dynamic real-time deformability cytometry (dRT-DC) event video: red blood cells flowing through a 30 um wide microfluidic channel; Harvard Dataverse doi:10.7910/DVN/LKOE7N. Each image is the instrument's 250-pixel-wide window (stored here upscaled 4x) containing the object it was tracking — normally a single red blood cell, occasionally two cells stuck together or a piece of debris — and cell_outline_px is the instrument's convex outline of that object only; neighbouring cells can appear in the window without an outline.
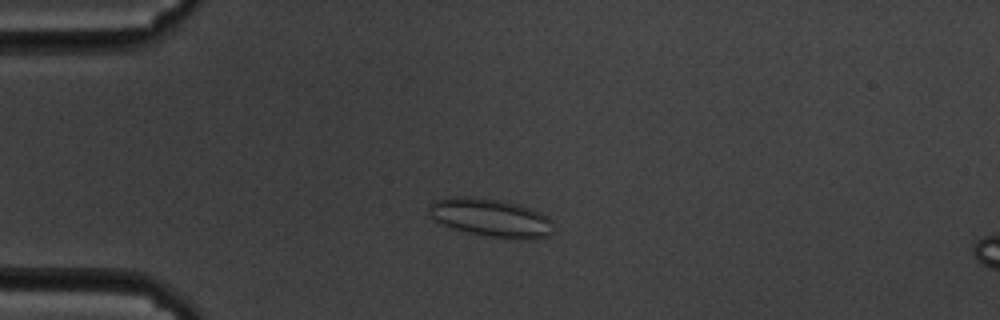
{"species": "common noctule bat (a hibernating species)", "species_latin": "Nyctalus noctula", "temperature_condition": "cold", "stored_images_in_passage": 58, "camera_frame_rate_fps": 3000, "um_per_image_px": 0.085, "animal": {"sex": "male", "body_mass_g": 19.5, "forearm_length_mm": 54.6}, "frame": {"image": 1, "passage_image": 14, "time_ms": 4.333, "image_size_px": [1000, 320], "cell_outline_px": [[552, 232], [548, 236], [532, 240], [520, 240], [488, 236], [452, 228], [432, 220], [428, 212], [428, 208], [432, 200], [452, 196], [476, 196], [504, 200], [520, 204], [540, 212], [548, 216], [552, 220]], "centroid_in_image_um": [41.71, 18.49], "position_along_channel_um": 43.3, "area_um2": 28.44}}
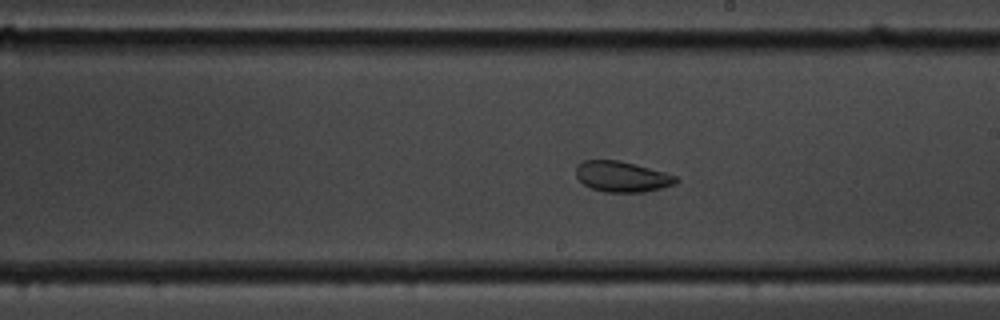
{"frame": {"image": 2, "passage_image": 33, "time_ms": 10.667, "image_size_px": [1000, 320], "cell_outline_px": [[680, 180], [676, 184], [644, 192], [604, 192], [592, 188], [584, 184], [576, 176], [576, 168], [584, 160], [620, 160], [664, 172], [676, 176]], "centroid_in_image_um": [52.89, 15.01], "position_along_channel_um": 236.1, "area_um2": 17.74}}
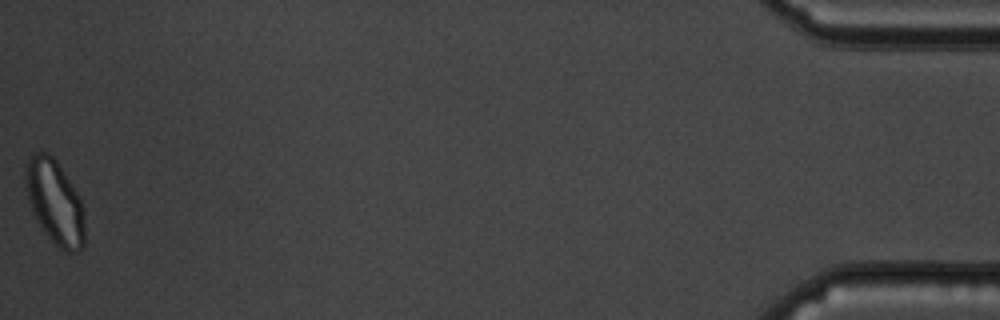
{"frame": {"image": 3, "passage_image": 58, "time_ms": 19.0, "image_size_px": [1000, 320], "cell_outline_px": [[84, 244], [80, 252], [64, 252], [44, 232], [32, 212], [28, 200], [24, 184], [24, 164], [32, 152], [48, 152], [56, 160], [76, 192], [84, 208]], "centroid_in_image_um": [4.63, 17.16], "position_along_channel_um": 430.6, "area_um2": 29.3}, "authors_computed_cell_mechanics": {"area_um2": 25.432, "velocity_mm_per_s": 3.4269, "shape_relaxation_time_tau1_ms": null, "shape_relaxation_time_tau2_ms": 1.9533, "deformation_change_tau1": null, "deformation_change_tau2": 0.0597}}